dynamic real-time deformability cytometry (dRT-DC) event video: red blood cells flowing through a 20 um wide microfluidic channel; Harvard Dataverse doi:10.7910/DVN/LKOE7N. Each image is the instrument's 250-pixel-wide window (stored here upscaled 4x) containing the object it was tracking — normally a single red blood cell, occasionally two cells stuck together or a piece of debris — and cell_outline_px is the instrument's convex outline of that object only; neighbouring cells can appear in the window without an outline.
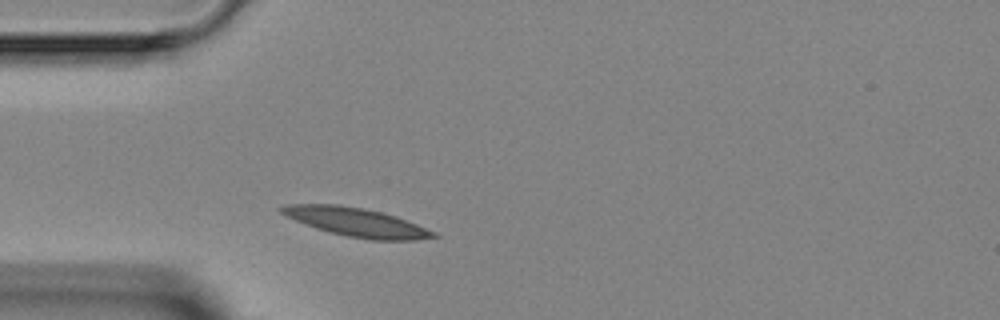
{"species": "Egyptian fruit bat (a non-hibernating species)", "species_latin": "Rousettus aegyptiacus", "temperature_condition": "room temperature", "stored_images_in_passage": 3, "camera_frame_rate_fps": 3000, "um_per_image_px": 0.085, "animal": {"sex": "female"}, "frame": {"image": 1, "passage_image": 3, "time_ms": 2.333, "image_size_px": [1000, 320], "cell_outline_px": [[440, 236], [416, 240], [372, 240], [348, 236], [328, 232], [316, 228], [284, 216], [276, 208], [284, 204], [336, 204], [364, 208], [396, 216], [436, 232]], "centroid_in_image_um": [30.25, 18.88], "position_along_channel_um": 54.8, "area_um2": 25.43}}